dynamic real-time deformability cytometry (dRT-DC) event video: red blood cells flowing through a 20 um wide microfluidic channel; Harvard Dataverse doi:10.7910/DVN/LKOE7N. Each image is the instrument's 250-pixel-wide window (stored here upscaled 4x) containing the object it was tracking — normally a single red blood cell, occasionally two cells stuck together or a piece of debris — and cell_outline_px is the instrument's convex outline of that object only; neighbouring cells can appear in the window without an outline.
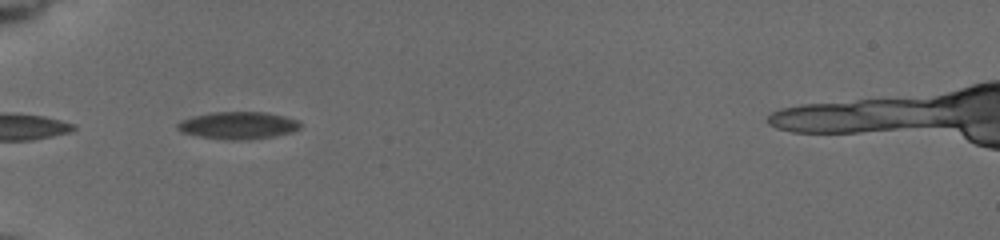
{"species": "common noctule bat (a hibernating species)", "species_latin": "Nyctalus noctula", "temperature_condition": "cold", "stored_images_in_passage": 37, "camera_frame_rate_fps": 3000, "um_per_image_px": 0.085, "animal": {"sex": "female", "body_mass_g": 19.5, "forearm_length_mm": 54.1}, "frame": {"image": 1, "passage_image": 1, "time_ms": 0.0, "image_size_px": [1000, 240], "cell_outline_px": [[300, 128], [292, 132], [276, 136], [248, 140], [224, 140], [200, 136], [180, 132], [176, 128], [176, 124], [180, 120], [192, 116], [212, 112], [268, 112], [300, 120]], "centroid_in_image_um": [20.24, 10.66], "position_along_channel_um": 64.8, "area_um2": 19.88}}
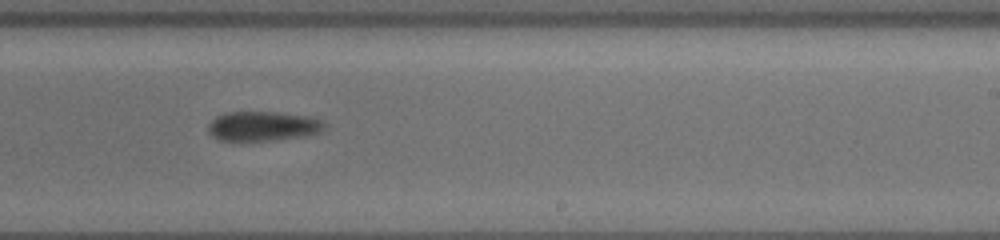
{"frame": {"image": 2, "passage_image": 18, "time_ms": 5.667, "image_size_px": [1000, 240], "cell_outline_px": [[324, 128], [320, 132], [304, 136], [276, 140], [220, 140], [212, 136], [208, 132], [208, 124], [216, 116], [228, 112], [276, 112], [308, 116], [320, 120], [324, 124]], "centroid_in_image_um": [22.32, 10.72], "position_along_channel_um": 266.7, "area_um2": 19.88}}
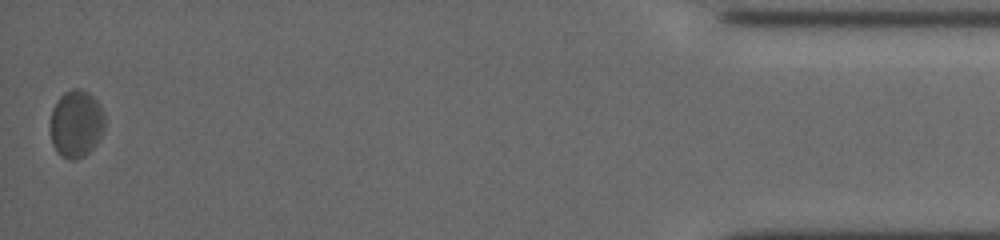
{"frame": {"image": 3, "passage_image": 37, "time_ms": 12.0, "image_size_px": [1000, 240], "cell_outline_px": [[104, 128], [100, 136], [92, 148], [84, 156], [76, 160], [68, 160], [60, 156], [52, 144], [52, 108], [60, 96], [64, 92], [72, 88], [80, 88], [88, 92], [100, 104], [104, 112]], "centroid_in_image_um": [6.48, 10.51], "position_along_channel_um": 428.7, "area_um2": 21.27}}